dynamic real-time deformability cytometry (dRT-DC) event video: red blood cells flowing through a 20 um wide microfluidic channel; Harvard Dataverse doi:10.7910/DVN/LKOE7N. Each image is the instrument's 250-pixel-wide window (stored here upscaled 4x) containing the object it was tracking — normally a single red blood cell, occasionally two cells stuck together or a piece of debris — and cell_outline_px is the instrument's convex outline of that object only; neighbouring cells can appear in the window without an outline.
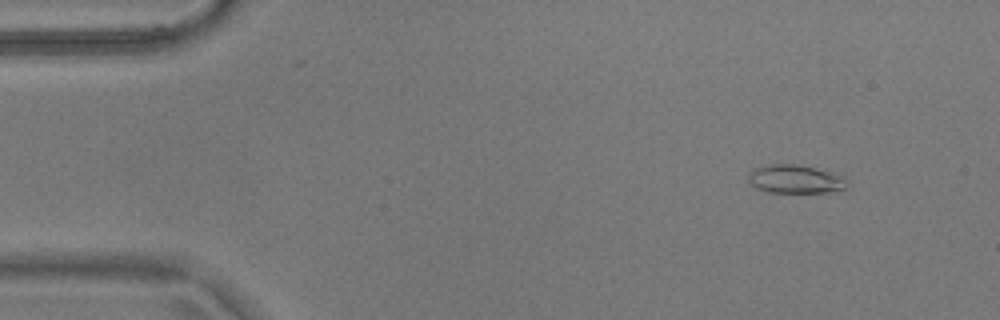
{"species": "common noctule bat (a hibernating species)", "species_latin": "Nyctalus noctula", "temperature_condition": "warm", "stored_images_in_passage": 38, "camera_frame_rate_fps": 3000, "um_per_image_px": 0.085, "animal": {"sex": "male", "body_mass_g": 17.9}, "frame": {"image": 1, "passage_image": 3, "time_ms": 0.667, "image_size_px": [1000, 320], "cell_outline_px": [[848, 184], [844, 188], [828, 192], [768, 192], [756, 188], [748, 180], [748, 172], [756, 168], [768, 164], [796, 164], [816, 168], [844, 176]], "centroid_in_image_um": [67.58, 15.22], "position_along_channel_um": 17.4, "area_um2": 16.3}}
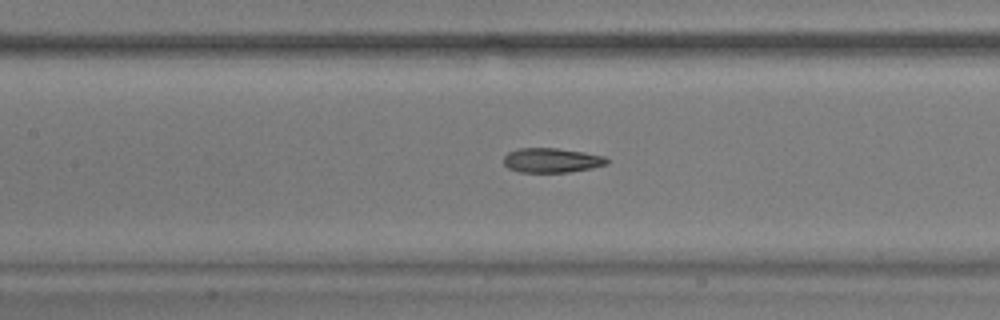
{"frame": {"image": 2, "passage_image": 22, "time_ms": 7.0, "image_size_px": [1000, 320], "cell_outline_px": [[608, 164], [592, 168], [568, 172], [520, 172], [508, 168], [504, 164], [504, 156], [508, 152], [520, 148], [556, 148], [584, 152], [604, 156], [608, 160]], "centroid_in_image_um": [46.89, 13.62], "position_along_channel_um": 160.5, "area_um2": 14.74}}
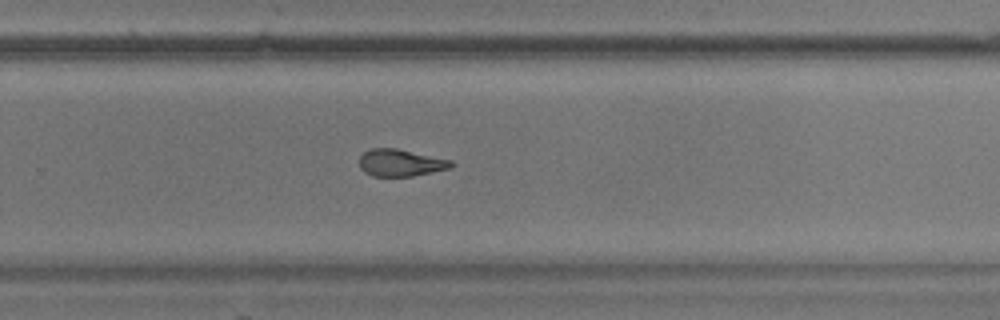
{"frame": {"image": 3, "passage_image": 33, "time_ms": 10.667, "image_size_px": [1000, 320], "cell_outline_px": [[456, 164], [452, 168], [412, 176], [372, 176], [364, 172], [360, 168], [360, 156], [364, 152], [372, 148], [396, 148], [452, 160]], "centroid_in_image_um": [34.08, 13.84], "position_along_channel_um": 295.7, "area_um2": 14.57}}